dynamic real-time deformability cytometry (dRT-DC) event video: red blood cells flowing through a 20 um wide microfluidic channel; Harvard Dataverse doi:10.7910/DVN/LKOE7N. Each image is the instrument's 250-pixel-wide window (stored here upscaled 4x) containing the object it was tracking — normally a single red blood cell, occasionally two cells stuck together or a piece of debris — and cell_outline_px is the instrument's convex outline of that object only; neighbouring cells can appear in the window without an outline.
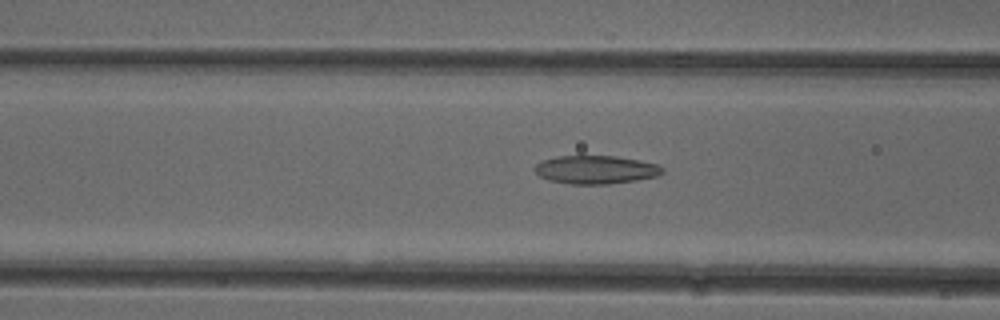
{"species": "common noctule bat (a hibernating species)", "species_latin": "Nyctalus noctula", "temperature_condition": "cold", "stored_images_in_passage": 40, "camera_frame_rate_fps": 3000, "um_per_image_px": 0.085, "animal": {"sex": "female"}, "frame": {"image": 1, "passage_image": 14, "time_ms": 4.333, "image_size_px": [1000, 320], "cell_outline_px": [[664, 172], [656, 176], [636, 180], [608, 184], [568, 184], [548, 180], [540, 176], [532, 168], [536, 164], [544, 160], [556, 156], [616, 156], [640, 160], [656, 164], [664, 168]], "centroid_in_image_um": [50.62, 14.42], "position_along_channel_um": 116.0, "area_um2": 21.1}}
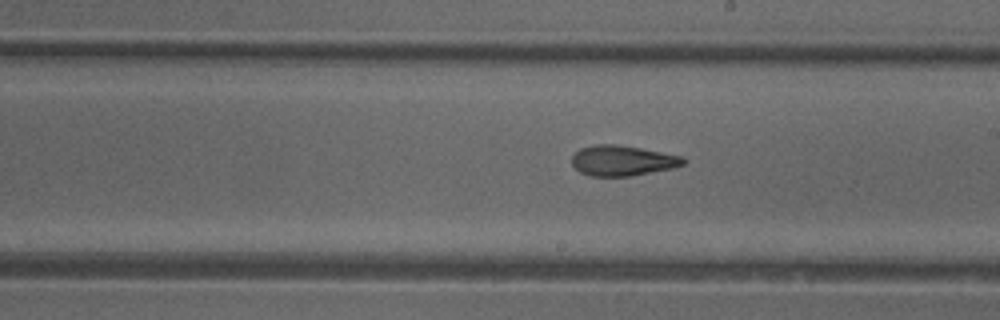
{"frame": {"image": 2, "passage_image": 23, "time_ms": 7.333, "image_size_px": [1000, 320], "cell_outline_px": [[688, 160], [684, 164], [672, 168], [632, 176], [588, 176], [580, 172], [572, 164], [572, 156], [580, 148], [596, 144], [616, 144], [640, 148], [684, 156]], "centroid_in_image_um": [52.93, 13.65], "position_along_channel_um": 236.1, "area_um2": 19.83}}
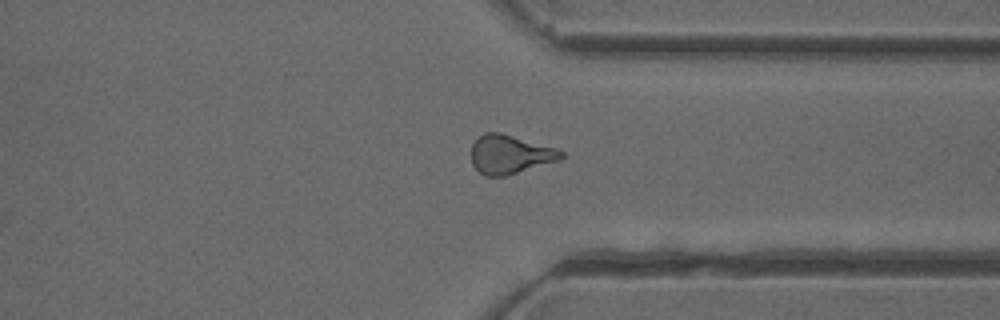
{"frame": {"image": 3, "passage_image": 33, "time_ms": 10.667, "image_size_px": [1000, 320], "cell_outline_px": [[564, 156], [560, 160], [504, 176], [484, 176], [472, 164], [472, 144], [484, 132], [500, 132], [556, 148], [564, 152]], "centroid_in_image_um": [43.35, 13.12], "position_along_channel_um": 368.0, "area_um2": 20.17}, "authors_computed_cell_mechanics": {"area_um2": 20.1433, "velocity_mm_per_s": 4.0022, "shape_relaxation_time_tau1_ms": 10.5595, "shape_relaxation_time_tau2_ms": 3.6797, "deformation_change_tau1": 0.219, "deformation_change_tau2": 0.1064}}